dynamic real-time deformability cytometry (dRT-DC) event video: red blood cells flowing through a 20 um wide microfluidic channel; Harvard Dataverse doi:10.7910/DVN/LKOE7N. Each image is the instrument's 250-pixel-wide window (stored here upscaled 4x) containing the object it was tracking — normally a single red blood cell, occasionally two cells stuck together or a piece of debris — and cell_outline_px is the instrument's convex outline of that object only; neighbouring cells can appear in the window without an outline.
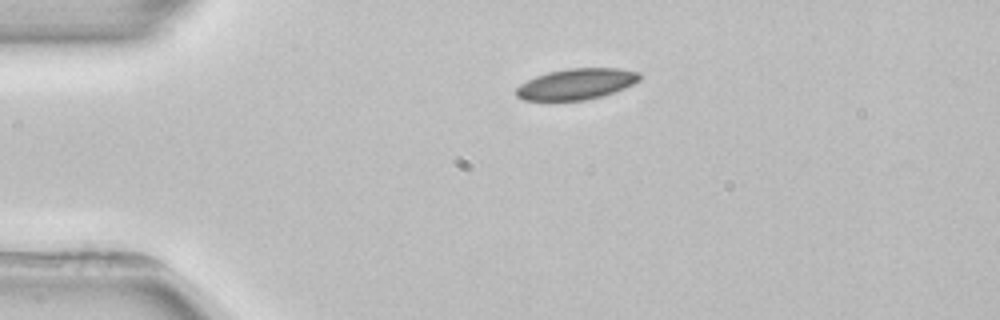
{"species": "common noctule bat (a hibernating species)", "species_latin": "Nyctalus noctula", "temperature_condition": "room temperature", "stored_images_in_passage": 3, "camera_frame_rate_fps": 3000, "um_per_image_px": 0.085, "animal": {"sex": "female", "body_mass_g": 22.7, "forearm_length_mm": 54.2}, "frame": {"image": 1, "passage_image": 1, "time_ms": 0.0, "image_size_px": [1000, 320], "cell_outline_px": [[640, 80], [624, 88], [600, 96], [584, 100], [524, 100], [516, 96], [516, 88], [520, 84], [536, 76], [548, 72], [568, 68], [616, 68], [640, 72]], "centroid_in_image_um": [48.98, 7.13], "position_along_channel_um": 36.0, "area_um2": 22.02}}